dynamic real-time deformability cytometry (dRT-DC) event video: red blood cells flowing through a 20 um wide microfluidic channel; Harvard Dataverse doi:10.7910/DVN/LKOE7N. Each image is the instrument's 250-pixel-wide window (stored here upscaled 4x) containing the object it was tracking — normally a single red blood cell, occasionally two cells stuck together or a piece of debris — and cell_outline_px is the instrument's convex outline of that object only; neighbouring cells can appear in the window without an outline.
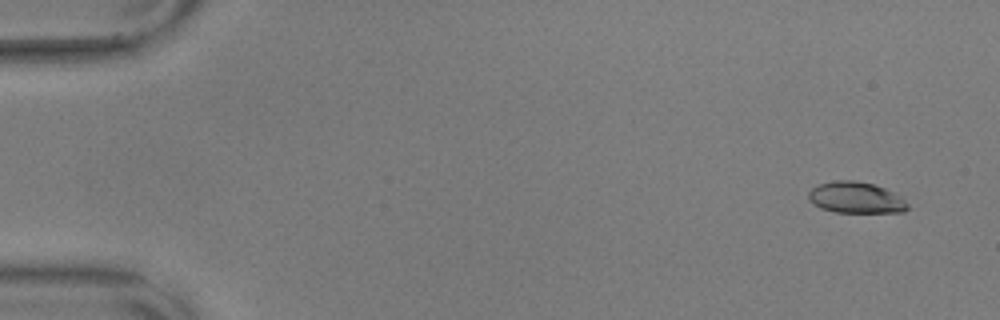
{"species": "common noctule bat (a hibernating species)", "species_latin": "Nyctalus noctula", "temperature_condition": "warm", "stored_images_in_passage": 57, "camera_frame_rate_fps": 3000, "um_per_image_px": 0.085, "animal": {"sex": "male", "body_mass_g": 17.9, "forearm_length_mm": 54.2}, "frame": {"image": 1, "passage_image": 4, "time_ms": 1.0, "image_size_px": [1000, 320], "cell_outline_px": [[908, 208], [904, 212], [836, 212], [820, 208], [812, 204], [808, 200], [808, 192], [812, 188], [820, 184], [836, 180], [856, 180], [872, 184], [884, 188], [892, 192], [904, 200], [908, 204]], "centroid_in_image_um": [72.71, 16.8], "position_along_channel_um": 12.3, "area_um2": 17.98}}
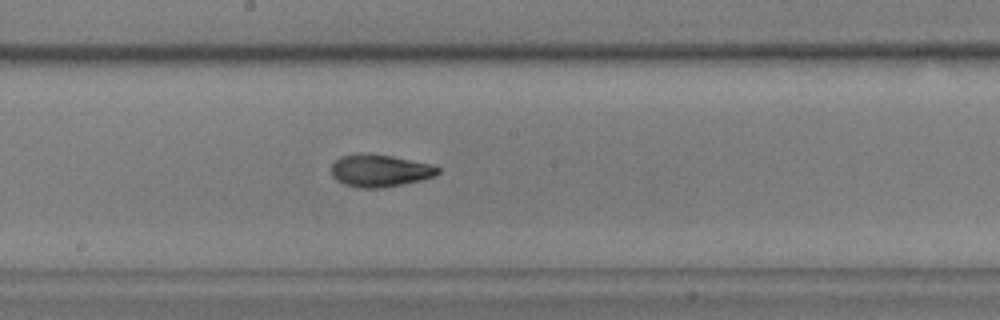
{"frame": {"image": 2, "passage_image": 32, "time_ms": 10.333, "image_size_px": [1000, 320], "cell_outline_px": [[440, 172], [436, 176], [404, 184], [380, 188], [360, 188], [344, 184], [336, 180], [332, 176], [332, 164], [340, 156], [392, 156], [432, 164], [440, 168]], "centroid_in_image_um": [32.34, 14.55], "position_along_channel_um": 215.9, "area_um2": 19.54}}
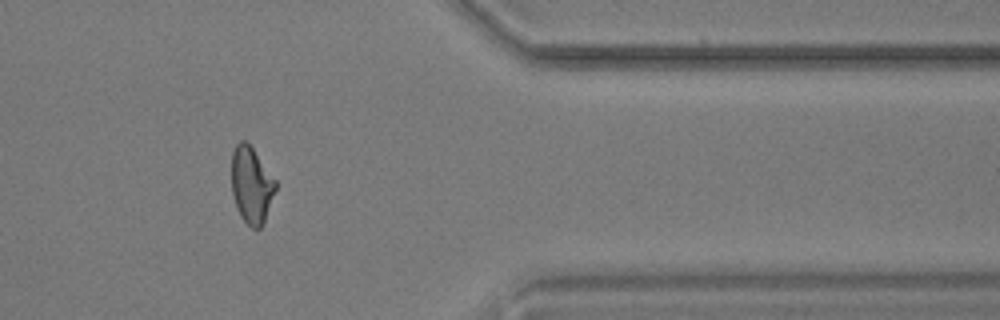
{"frame": {"image": 3, "passage_image": 48, "time_ms": 15.667, "image_size_px": [1000, 320], "cell_outline_px": [[276, 188], [264, 224], [260, 228], [252, 228], [240, 216], [236, 208], [232, 192], [232, 152], [236, 144], [240, 140], [244, 140], [252, 148], [276, 180]], "centroid_in_image_um": [21.37, 15.75], "position_along_channel_um": 390.0, "area_um2": 19.54}, "authors_computed_cell_mechanics": {"area_um2": 19.4208, "velocity_mm_per_s": 3.5858, "shape_relaxation_time_tau1_ms": 3.312, "shape_relaxation_time_tau2_ms": 2.16, "deformation_change_tau1": 0.17, "deformation_change_tau2": 0.0925}}